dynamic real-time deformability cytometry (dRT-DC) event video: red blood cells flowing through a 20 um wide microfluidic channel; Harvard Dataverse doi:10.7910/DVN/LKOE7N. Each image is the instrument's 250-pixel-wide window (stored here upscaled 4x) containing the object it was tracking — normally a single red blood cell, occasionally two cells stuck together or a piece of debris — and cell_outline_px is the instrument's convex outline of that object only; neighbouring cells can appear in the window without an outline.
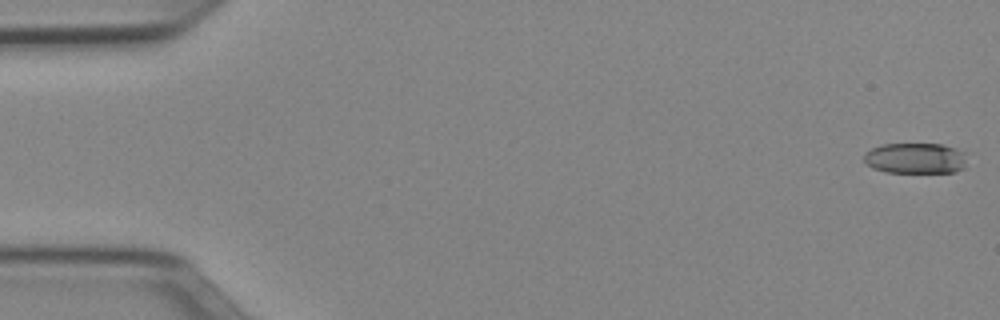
{"species": "Egyptian fruit bat (a non-hibernating species)", "species_latin": "Rousettus aegyptiacus", "temperature_condition": "cold", "stored_images_in_passage": 51, "camera_frame_rate_fps": 3000, "um_per_image_px": 0.085, "animal": {"sex": "female"}, "frame": {"image": 1, "passage_image": 1, "time_ms": 0.0, "image_size_px": [1000, 320], "cell_outline_px": [[964, 168], [956, 172], [884, 172], [872, 168], [864, 160], [864, 152], [872, 148], [884, 144], [940, 144], [956, 148], [964, 152]], "centroid_in_image_um": [77.79, 13.45], "position_along_channel_um": 7.2, "area_um2": 18.38}}
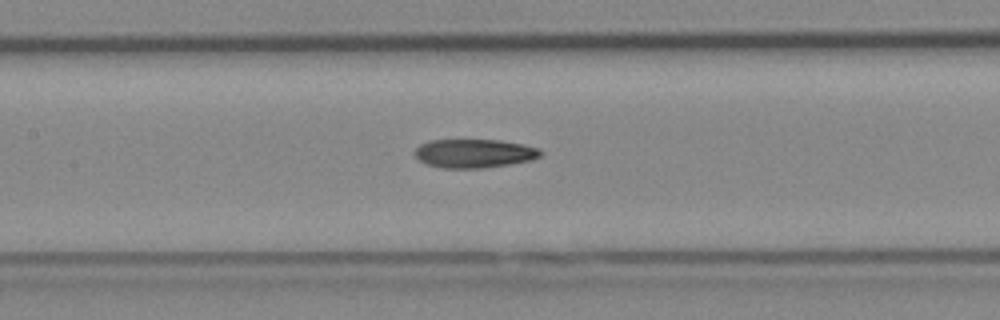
{"frame": {"image": 2, "passage_image": 24, "time_ms": 7.667, "image_size_px": [1000, 320], "cell_outline_px": [[544, 152], [540, 156], [532, 160], [484, 168], [444, 168], [428, 164], [420, 160], [412, 152], [420, 144], [428, 140], [500, 140], [524, 144], [540, 148]], "centroid_in_image_um": [40.33, 13.03], "position_along_channel_um": 167.1, "area_um2": 21.15}}
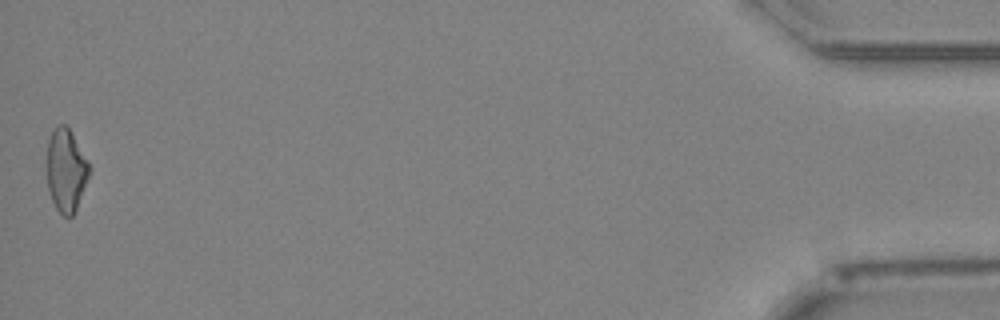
{"frame": {"image": 3, "passage_image": 51, "time_ms": 16.667, "image_size_px": [1000, 320], "cell_outline_px": [[92, 168], [76, 208], [72, 216], [64, 216], [56, 208], [52, 200], [48, 188], [44, 164], [48, 140], [52, 132], [60, 124], [64, 124], [72, 132], [88, 160]], "centroid_in_image_um": [5.59, 14.44], "position_along_channel_um": 429.6, "area_um2": 20.87}, "authors_computed_cell_mechanics": {"area_um2": 20.9236, "velocity_mm_per_s": 3.9719, "shape_relaxation_time_tau1_ms": 4.9769, "shape_relaxation_time_tau2_ms": 5.4098, "deformation_change_tau1": 0.1842, "deformation_change_tau2": 0.1612}}